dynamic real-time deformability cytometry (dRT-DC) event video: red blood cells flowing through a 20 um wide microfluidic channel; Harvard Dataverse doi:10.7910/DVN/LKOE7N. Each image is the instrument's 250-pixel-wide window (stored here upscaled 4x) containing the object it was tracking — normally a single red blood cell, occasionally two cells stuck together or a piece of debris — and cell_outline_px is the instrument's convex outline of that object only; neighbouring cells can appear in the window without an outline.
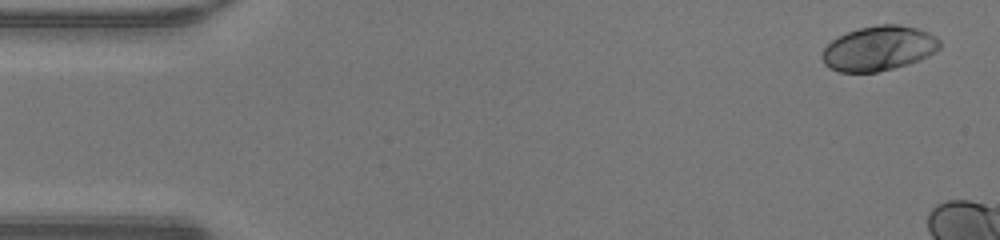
{"species": "human", "species_latin": "Homo sapiens", "temperature_condition": "warm", "stored_images_in_passage": 10, "camera_frame_rate_fps": 3000, "um_per_image_px": 0.085, "donor": {"sex": "male"}, "frame": {"image": 1, "passage_image": 2, "time_ms": 0.333, "image_size_px": [1000, 240], "cell_outline_px": [[940, 48], [936, 52], [920, 60], [908, 64], [876, 72], [840, 72], [828, 68], [824, 64], [820, 56], [824, 48], [832, 40], [848, 32], [860, 28], [880, 24], [896, 24], [916, 28], [928, 32], [936, 36], [940, 40]], "centroid_in_image_um": [74.7, 4.12], "position_along_channel_um": 10.3, "area_um2": 30.69}}